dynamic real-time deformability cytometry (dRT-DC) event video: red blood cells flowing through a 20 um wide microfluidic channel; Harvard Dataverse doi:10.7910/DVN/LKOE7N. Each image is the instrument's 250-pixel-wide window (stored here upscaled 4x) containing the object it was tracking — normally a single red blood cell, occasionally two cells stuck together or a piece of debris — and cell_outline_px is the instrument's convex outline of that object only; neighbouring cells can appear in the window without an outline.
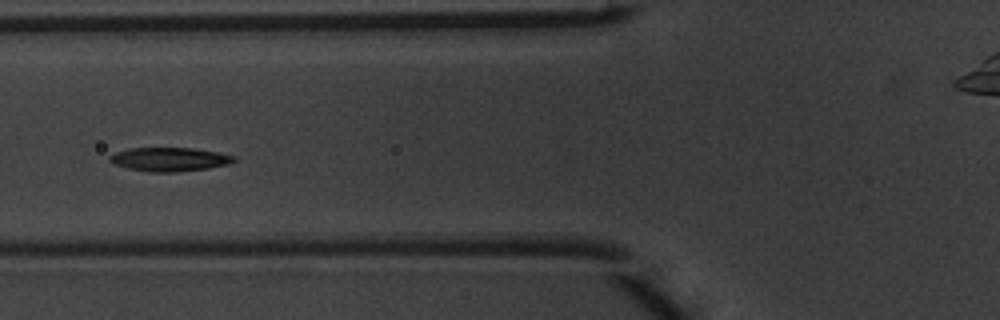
{"species": "common noctule bat (a hibernating species)", "species_latin": "Nyctalus noctula", "temperature_condition": "warm", "stored_images_in_passage": 6, "camera_frame_rate_fps": 3000, "um_per_image_px": 0.085, "animal": {"sex": "male", "body_mass_g": 20.1, "forearm_length_mm": 53.5}, "frame": {"image": 1, "passage_image": 5, "time_ms": 1.333, "image_size_px": [1000, 320], "cell_outline_px": [[236, 160], [228, 164], [208, 168], [176, 172], [148, 172], [128, 168], [112, 164], [108, 160], [108, 156], [116, 152], [128, 148], [192, 148], [220, 152], [236, 156]], "centroid_in_image_um": [14.39, 13.54], "position_along_channel_um": 111.4, "area_um2": 17.4}}
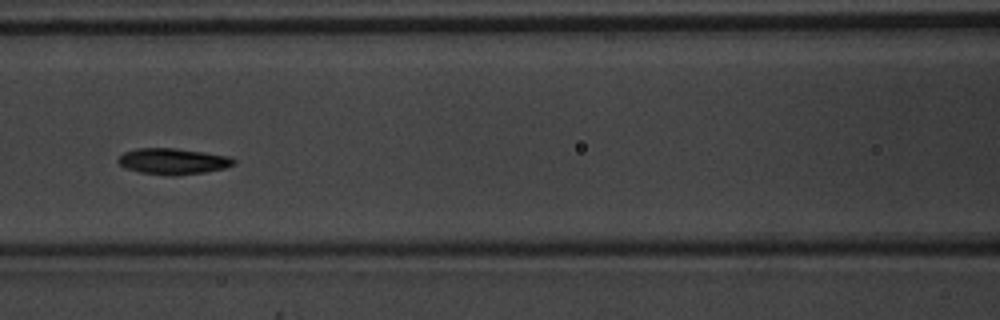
{"frame": {"image": 2, "passage_image": 6, "time_ms": 1.667, "image_size_px": [1000, 320], "cell_outline_px": [[236, 164], [224, 168], [204, 172], [176, 176], [172, 176], [140, 172], [124, 168], [116, 160], [124, 152], [136, 148], [176, 148], [228, 156], [236, 160]], "centroid_in_image_um": [14.69, 13.71], "position_along_channel_um": 151.9, "area_um2": 17.57}}